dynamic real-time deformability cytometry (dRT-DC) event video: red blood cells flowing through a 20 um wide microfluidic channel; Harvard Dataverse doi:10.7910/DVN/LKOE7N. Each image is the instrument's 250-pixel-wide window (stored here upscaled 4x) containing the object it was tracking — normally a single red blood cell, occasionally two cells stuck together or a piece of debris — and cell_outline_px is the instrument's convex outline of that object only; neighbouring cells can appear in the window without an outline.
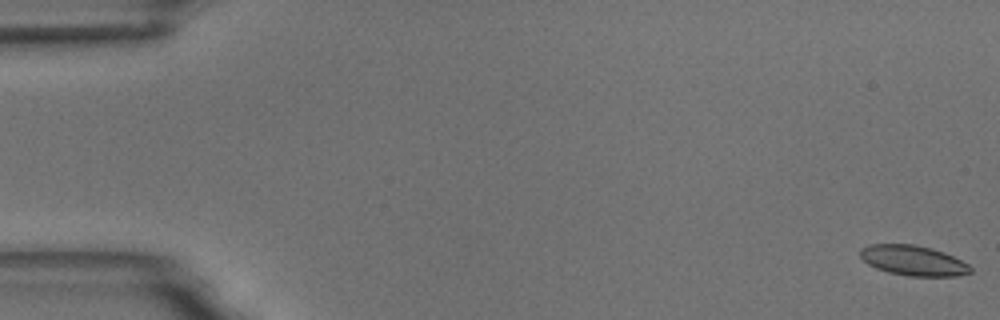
{"species": "common noctule bat (a hibernating species)", "species_latin": "Nyctalus noctula", "temperature_condition": "room temperature", "stored_images_in_passage": 56, "camera_frame_rate_fps": 3000, "um_per_image_px": 0.085, "animal": {"sex": "male", "body_mass_g": 18.8}, "frame": {"image": 1, "passage_image": 1, "time_ms": 0.0, "image_size_px": [1000, 320], "cell_outline_px": [[972, 272], [956, 276], [908, 276], [888, 272], [876, 268], [868, 264], [860, 256], [860, 248], [868, 244], [916, 244], [932, 248], [944, 252], [968, 264], [972, 268]], "centroid_in_image_um": [77.61, 22.13], "position_along_channel_um": 7.4, "area_um2": 19.42}}
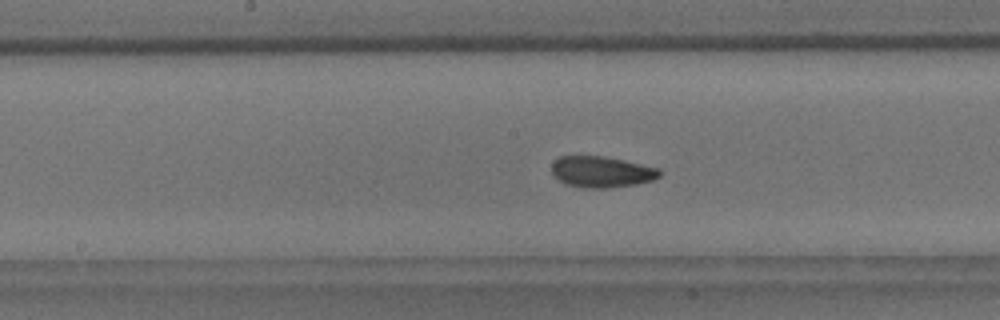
{"frame": {"image": 2, "passage_image": 29, "time_ms": 9.333, "image_size_px": [1000, 320], "cell_outline_px": [[660, 176], [652, 180], [636, 184], [604, 188], [584, 188], [564, 184], [552, 176], [552, 164], [560, 156], [604, 156], [624, 160], [660, 168]], "centroid_in_image_um": [51.11, 14.61], "position_along_channel_um": 197.1, "area_um2": 19.65}}
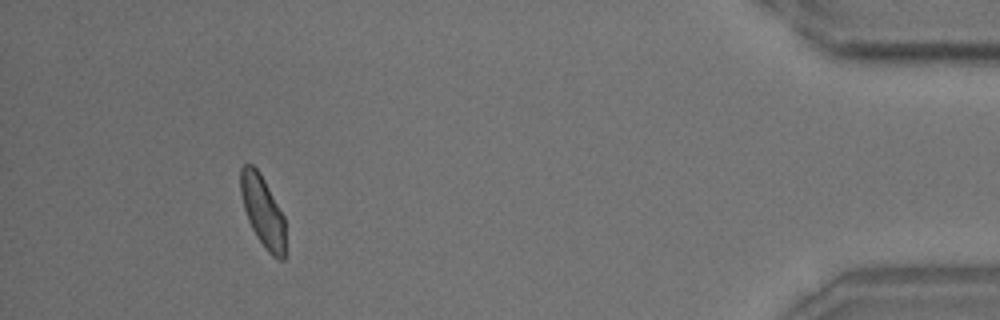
{"frame": {"image": 3, "passage_image": 52, "time_ms": 17.0, "image_size_px": [1000, 320], "cell_outline_px": [[284, 260], [280, 260], [272, 256], [268, 252], [256, 236], [248, 220], [244, 208], [240, 192], [240, 168], [244, 164], [252, 164], [260, 172], [284, 216]], "centroid_in_image_um": [22.31, 17.93], "position_along_channel_um": 412.9, "area_um2": 18.44}, "authors_computed_cell_mechanics": {"area_um2": 19.5075, "velocity_mm_per_s": 3.6178, "shape_relaxation_time_tau1_ms": 5.4553, "shape_relaxation_time_tau2_ms": 2.3222, "deformation_change_tau1": 0.0971, "deformation_change_tau2": 0.0733}}